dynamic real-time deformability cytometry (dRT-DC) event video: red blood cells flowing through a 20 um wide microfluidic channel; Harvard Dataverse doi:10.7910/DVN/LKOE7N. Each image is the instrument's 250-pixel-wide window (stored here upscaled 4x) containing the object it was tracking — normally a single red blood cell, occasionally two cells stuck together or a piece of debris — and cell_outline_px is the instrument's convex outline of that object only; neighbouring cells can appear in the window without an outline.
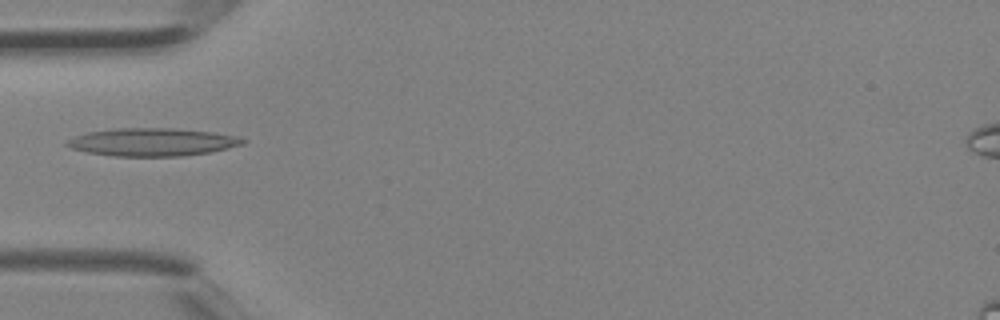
{"species": "Egyptian fruit bat (a non-hibernating species)", "species_latin": "Rousettus aegyptiacus", "temperature_condition": "room temperature", "stored_images_in_passage": 1, "camera_frame_rate_fps": 3000, "um_per_image_px": 0.085, "animal": {"sex": "female"}, "frame": {"image": 1, "passage_image": 1, "time_ms": 0.0, "image_size_px": [1000, 320], "cell_outline_px": [[248, 140], [244, 144], [228, 148], [208, 152], [180, 156], [112, 156], [88, 152], [72, 148], [64, 144], [64, 140], [88, 132], [116, 128], [172, 128], [212, 132], [240, 136]], "centroid_in_image_um": [12.96, 12.07], "position_along_channel_um": 72.0, "area_um2": 28.61}}